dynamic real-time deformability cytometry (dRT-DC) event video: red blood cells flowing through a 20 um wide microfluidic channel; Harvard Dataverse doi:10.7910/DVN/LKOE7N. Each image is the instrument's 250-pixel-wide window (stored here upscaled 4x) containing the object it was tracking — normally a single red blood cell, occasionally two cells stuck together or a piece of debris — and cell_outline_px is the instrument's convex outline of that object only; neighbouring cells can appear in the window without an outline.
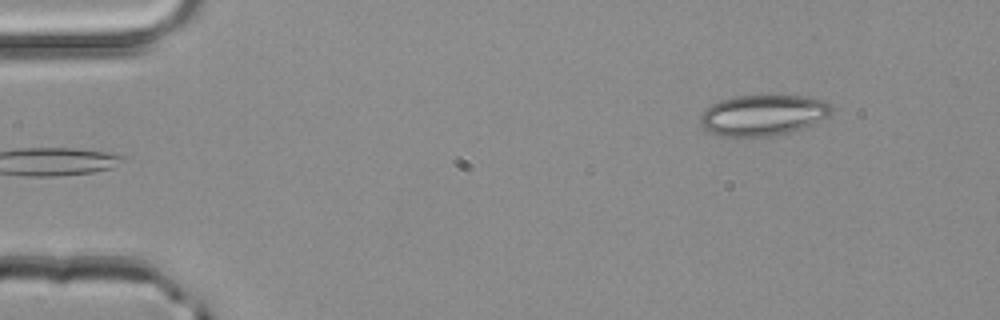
{"species": "common noctule bat (a hibernating species)", "species_latin": "Nyctalus noctula", "temperature_condition": "room temperature", "stored_images_in_passage": 43, "camera_frame_rate_fps": 3000, "um_per_image_px": 0.085, "animal": {"sex": "male", "body_mass_g": 20.4}, "frame": {"image": 1, "passage_image": 1, "time_ms": 0.0, "image_size_px": [1000, 320], "cell_outline_px": [[832, 112], [828, 116], [800, 128], [788, 132], [772, 136], [720, 136], [704, 128], [700, 124], [700, 116], [704, 108], [720, 100], [732, 96], [768, 92], [804, 96], [824, 100], [832, 104]], "centroid_in_image_um": [64.84, 9.72], "position_along_channel_um": 20.2, "area_um2": 32.02}}
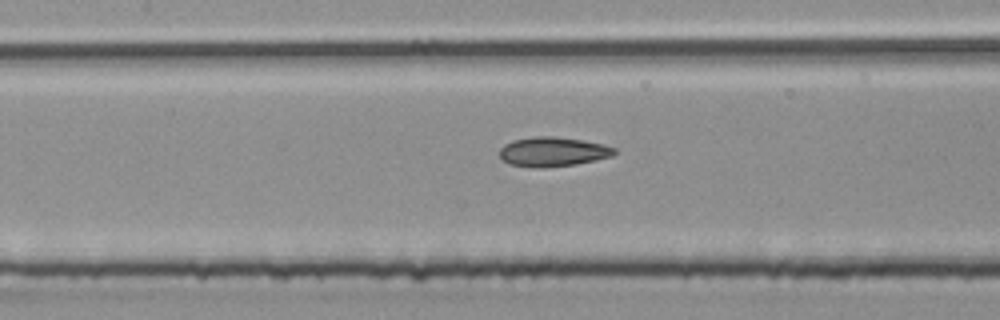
{"frame": {"image": 2, "passage_image": 18, "time_ms": 5.667, "image_size_px": [1000, 320], "cell_outline_px": [[616, 152], [612, 156], [596, 160], [576, 164], [536, 168], [532, 168], [508, 164], [500, 160], [500, 148], [504, 144], [512, 140], [536, 136], [556, 136], [584, 140], [604, 144], [616, 148]], "centroid_in_image_um": [46.97, 12.89], "position_along_channel_um": 160.4, "area_um2": 20.0}}
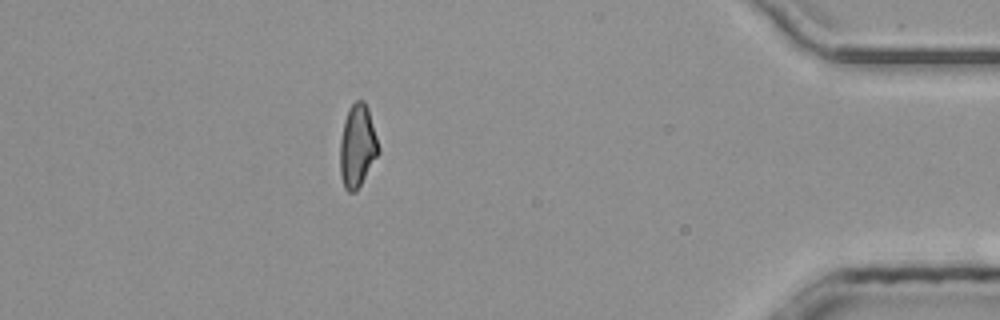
{"frame": {"image": 3, "passage_image": 39, "time_ms": 12.667, "image_size_px": [1000, 320], "cell_outline_px": [[380, 152], [356, 192], [348, 192], [344, 188], [340, 172], [340, 140], [344, 120], [348, 108], [356, 100], [364, 100], [368, 108], [380, 148]], "centroid_in_image_um": [30.38, 12.41], "position_along_channel_um": 404.8, "area_um2": 18.67}, "authors_computed_cell_mechanics": {"area_um2": 19.074, "velocity_mm_per_s": 4.1955, "shape_relaxation_time_tau1_ms": null, "shape_relaxation_time_tau2_ms": 3.3589, "deformation_change_tau1": null, "deformation_change_tau2": 0.1139}}